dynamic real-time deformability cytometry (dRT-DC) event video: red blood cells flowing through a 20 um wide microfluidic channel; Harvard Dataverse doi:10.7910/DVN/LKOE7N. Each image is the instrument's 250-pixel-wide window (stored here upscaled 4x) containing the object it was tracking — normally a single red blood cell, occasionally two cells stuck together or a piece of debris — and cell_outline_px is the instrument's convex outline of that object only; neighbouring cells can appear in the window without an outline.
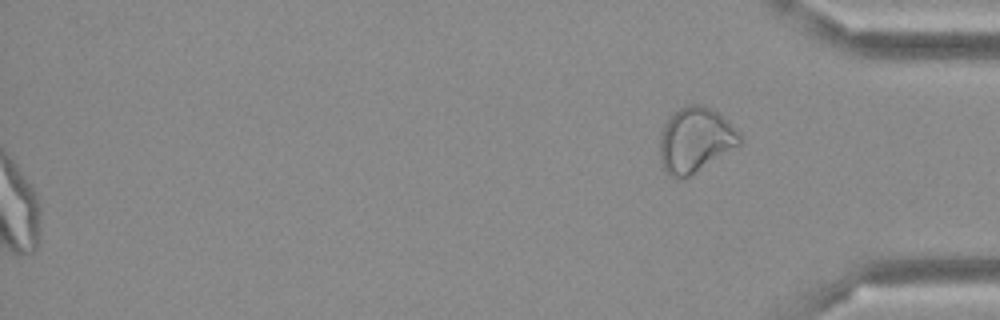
{"species": "Egyptian fruit bat (a non-hibernating species)", "species_latin": "Rousettus aegyptiacus", "temperature_condition": "cold", "stored_images_in_passage": 49, "segment_of_instrument_passage": [2, 2], "camera_frame_rate_fps": 3000, "um_per_image_px": 0.085, "frame": {"image": 1, "passage_image": 49, "time_ms": 16.0, "image_size_px": [1000, 320], "cell_outline_px": [[740, 144], [692, 176], [680, 180], [672, 176], [664, 168], [660, 160], [660, 136], [668, 120], [680, 108], [688, 104], [700, 104], [712, 108], [740, 136]], "centroid_in_image_um": [59.07, 11.94], "position_along_channel_um": 376.1, "area_um2": 29.59}}